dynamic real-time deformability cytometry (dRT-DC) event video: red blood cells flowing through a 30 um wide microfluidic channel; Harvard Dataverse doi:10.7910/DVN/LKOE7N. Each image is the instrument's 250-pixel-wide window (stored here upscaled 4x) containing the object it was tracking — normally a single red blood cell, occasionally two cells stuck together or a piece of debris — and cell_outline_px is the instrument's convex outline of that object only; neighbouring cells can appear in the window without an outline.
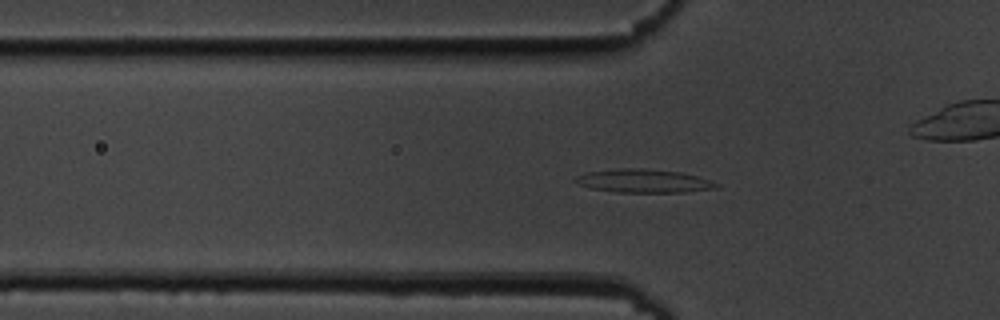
{"species": "common noctule bat (a hibernating species)", "species_latin": "Nyctalus noctula", "temperature_condition": "cold", "stored_images_in_passage": 55, "camera_frame_rate_fps": 3000, "um_per_image_px": 0.085, "animal": {"sex": "male", "body_mass_g": 19.5, "forearm_length_mm": 54.6}, "frame": {"image": 1, "passage_image": 17, "time_ms": 5.333, "image_size_px": [1000, 320], "cell_outline_px": [[720, 188], [684, 192], [616, 192], [592, 188], [580, 184], [572, 180], [576, 176], [588, 172], [620, 168], [644, 168], [680, 172], [696, 176], [720, 184]], "centroid_in_image_um": [54.73, 15.38], "position_along_channel_um": 71.1, "area_um2": 19.13}}
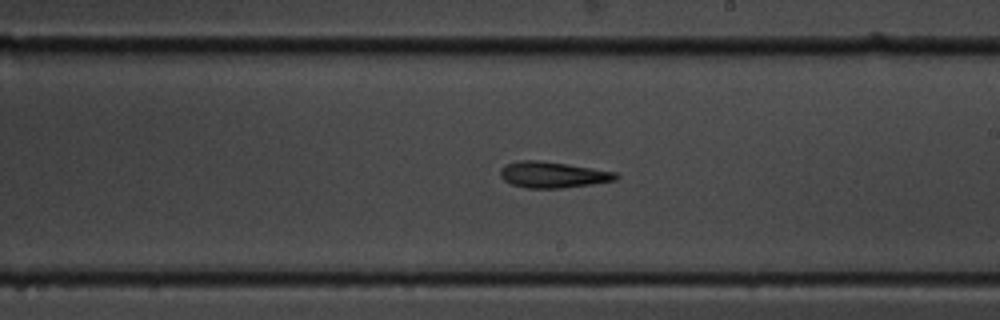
{"frame": {"image": 2, "passage_image": 31, "time_ms": 10.0, "image_size_px": [1000, 320], "cell_outline_px": [[620, 176], [616, 180], [592, 184], [564, 188], [524, 188], [512, 184], [504, 180], [500, 176], [500, 168], [504, 164], [520, 160], [540, 160], [568, 164], [616, 172]], "centroid_in_image_um": [46.97, 14.85], "position_along_channel_um": 242.0, "area_um2": 17.74}}
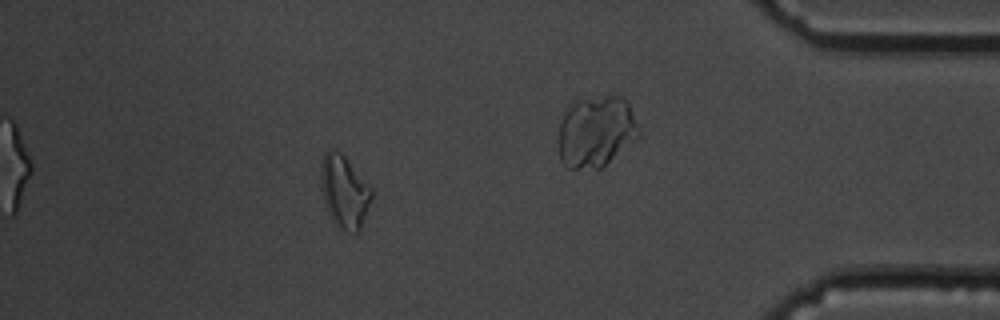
{"frame": {"image": 3, "passage_image": 48, "time_ms": 15.667, "image_size_px": [1000, 320], "cell_outline_px": [[372, 200], [360, 228], [356, 232], [352, 232], [340, 228], [332, 220], [324, 200], [320, 180], [320, 164], [324, 152], [328, 148], [332, 148], [340, 152], [344, 156], [372, 188]], "centroid_in_image_um": [29.25, 16.24], "position_along_channel_um": 405.9, "area_um2": 21.33}, "authors_computed_cell_mechanics": {"area_um2": 18.0336, "velocity_mm_per_s": 3.6616, "shape_relaxation_time_tau1_ms": 4.1429, "shape_relaxation_time_tau2_ms": 2.8936, "deformation_change_tau1": 0.1577, "deformation_change_tau2": 0.1279}}